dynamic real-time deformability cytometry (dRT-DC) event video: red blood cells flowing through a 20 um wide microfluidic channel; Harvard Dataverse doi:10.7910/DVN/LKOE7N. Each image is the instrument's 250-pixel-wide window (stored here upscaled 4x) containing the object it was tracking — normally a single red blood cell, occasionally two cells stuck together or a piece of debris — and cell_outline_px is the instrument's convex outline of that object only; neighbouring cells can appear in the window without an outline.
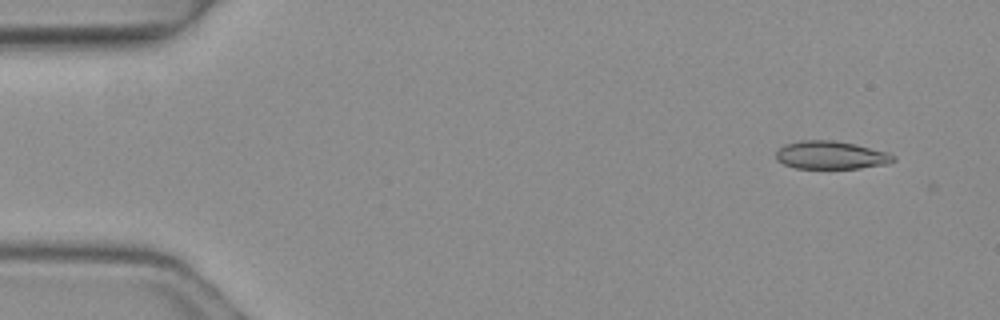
{"species": "common noctule bat (a hibernating species)", "species_latin": "Nyctalus noctula", "temperature_condition": "warm", "stored_images_in_passage": 4, "camera_frame_rate_fps": 3000, "um_per_image_px": 0.085, "animal": {"sex": "female", "body_mass_g": 19.3, "forearm_length_mm": 54.1}, "frame": {"image": 1, "passage_image": 1, "time_ms": 0.0, "image_size_px": [1000, 320], "cell_outline_px": [[896, 160], [888, 164], [860, 168], [796, 168], [784, 164], [776, 160], [776, 152], [784, 144], [800, 140], [836, 140], [856, 144], [888, 152], [896, 156]], "centroid_in_image_um": [70.65, 13.18], "position_along_channel_um": 14.3, "area_um2": 19.36}}
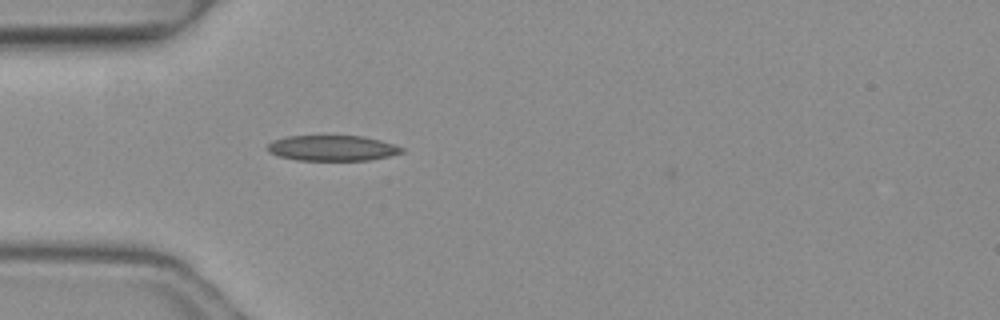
{"frame": {"image": 2, "passage_image": 4, "time_ms": 1.0, "image_size_px": [1000, 320], "cell_outline_px": [[404, 152], [372, 160], [296, 160], [280, 156], [268, 152], [268, 144], [272, 140], [288, 136], [364, 136], [380, 140], [404, 148]], "centroid_in_image_um": [28.25, 12.59], "position_along_channel_um": 56.8, "area_um2": 19.88}}